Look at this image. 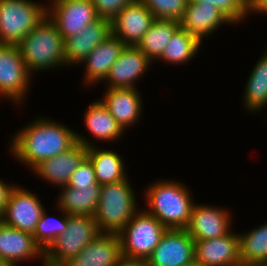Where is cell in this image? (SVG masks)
<instances>
[{
  "label": "cell",
  "mask_w": 267,
  "mask_h": 266,
  "mask_svg": "<svg viewBox=\"0 0 267 266\" xmlns=\"http://www.w3.org/2000/svg\"><path fill=\"white\" fill-rule=\"evenodd\" d=\"M152 65L154 63L137 46L125 45L102 83H106V88H138L139 79Z\"/></svg>",
  "instance_id": "obj_13"
},
{
  "label": "cell",
  "mask_w": 267,
  "mask_h": 266,
  "mask_svg": "<svg viewBox=\"0 0 267 266\" xmlns=\"http://www.w3.org/2000/svg\"><path fill=\"white\" fill-rule=\"evenodd\" d=\"M34 76L28 71L17 45L0 43V101L9 100L16 108L23 106L29 88L33 87Z\"/></svg>",
  "instance_id": "obj_8"
},
{
  "label": "cell",
  "mask_w": 267,
  "mask_h": 266,
  "mask_svg": "<svg viewBox=\"0 0 267 266\" xmlns=\"http://www.w3.org/2000/svg\"><path fill=\"white\" fill-rule=\"evenodd\" d=\"M110 34H112L111 21L99 18L87 25L79 34L64 39L67 67L69 66V69L72 66L77 67Z\"/></svg>",
  "instance_id": "obj_21"
},
{
  "label": "cell",
  "mask_w": 267,
  "mask_h": 266,
  "mask_svg": "<svg viewBox=\"0 0 267 266\" xmlns=\"http://www.w3.org/2000/svg\"><path fill=\"white\" fill-rule=\"evenodd\" d=\"M33 192L18 184L14 186L1 217L5 225L34 234L37 223L46 208L37 193Z\"/></svg>",
  "instance_id": "obj_9"
},
{
  "label": "cell",
  "mask_w": 267,
  "mask_h": 266,
  "mask_svg": "<svg viewBox=\"0 0 267 266\" xmlns=\"http://www.w3.org/2000/svg\"><path fill=\"white\" fill-rule=\"evenodd\" d=\"M179 28L178 21L155 19L136 46L154 63L161 57L164 48Z\"/></svg>",
  "instance_id": "obj_27"
},
{
  "label": "cell",
  "mask_w": 267,
  "mask_h": 266,
  "mask_svg": "<svg viewBox=\"0 0 267 266\" xmlns=\"http://www.w3.org/2000/svg\"><path fill=\"white\" fill-rule=\"evenodd\" d=\"M122 258L118 234L100 233L64 266H116Z\"/></svg>",
  "instance_id": "obj_22"
},
{
  "label": "cell",
  "mask_w": 267,
  "mask_h": 266,
  "mask_svg": "<svg viewBox=\"0 0 267 266\" xmlns=\"http://www.w3.org/2000/svg\"><path fill=\"white\" fill-rule=\"evenodd\" d=\"M87 157L94 167L95 177L100 186L122 181L128 177L123 156L113 149L91 146L88 147Z\"/></svg>",
  "instance_id": "obj_25"
},
{
  "label": "cell",
  "mask_w": 267,
  "mask_h": 266,
  "mask_svg": "<svg viewBox=\"0 0 267 266\" xmlns=\"http://www.w3.org/2000/svg\"><path fill=\"white\" fill-rule=\"evenodd\" d=\"M148 266H188L195 263L194 240L185 229H167L147 258Z\"/></svg>",
  "instance_id": "obj_12"
},
{
  "label": "cell",
  "mask_w": 267,
  "mask_h": 266,
  "mask_svg": "<svg viewBox=\"0 0 267 266\" xmlns=\"http://www.w3.org/2000/svg\"><path fill=\"white\" fill-rule=\"evenodd\" d=\"M173 180V181H172ZM154 180L142 191L146 212L167 229H185L195 203L188 187L175 179Z\"/></svg>",
  "instance_id": "obj_2"
},
{
  "label": "cell",
  "mask_w": 267,
  "mask_h": 266,
  "mask_svg": "<svg viewBox=\"0 0 267 266\" xmlns=\"http://www.w3.org/2000/svg\"><path fill=\"white\" fill-rule=\"evenodd\" d=\"M83 118L84 126L95 140V142H92V139L76 131V141L86 147L97 146L98 140L107 143L116 142L119 141L120 137L123 138L122 136L125 134V131L100 99H95L88 104Z\"/></svg>",
  "instance_id": "obj_14"
},
{
  "label": "cell",
  "mask_w": 267,
  "mask_h": 266,
  "mask_svg": "<svg viewBox=\"0 0 267 266\" xmlns=\"http://www.w3.org/2000/svg\"><path fill=\"white\" fill-rule=\"evenodd\" d=\"M250 14L267 16V0H248V15Z\"/></svg>",
  "instance_id": "obj_36"
},
{
  "label": "cell",
  "mask_w": 267,
  "mask_h": 266,
  "mask_svg": "<svg viewBox=\"0 0 267 266\" xmlns=\"http://www.w3.org/2000/svg\"><path fill=\"white\" fill-rule=\"evenodd\" d=\"M125 44L113 34H110L78 65L84 66L82 84L88 89L95 87L108 76L113 63L118 59ZM87 85V86H86Z\"/></svg>",
  "instance_id": "obj_18"
},
{
  "label": "cell",
  "mask_w": 267,
  "mask_h": 266,
  "mask_svg": "<svg viewBox=\"0 0 267 266\" xmlns=\"http://www.w3.org/2000/svg\"><path fill=\"white\" fill-rule=\"evenodd\" d=\"M42 266H64V265H54L52 263L46 262L45 260L42 261Z\"/></svg>",
  "instance_id": "obj_39"
},
{
  "label": "cell",
  "mask_w": 267,
  "mask_h": 266,
  "mask_svg": "<svg viewBox=\"0 0 267 266\" xmlns=\"http://www.w3.org/2000/svg\"><path fill=\"white\" fill-rule=\"evenodd\" d=\"M17 46L32 75L45 70L67 68L64 38L48 16H45Z\"/></svg>",
  "instance_id": "obj_3"
},
{
  "label": "cell",
  "mask_w": 267,
  "mask_h": 266,
  "mask_svg": "<svg viewBox=\"0 0 267 266\" xmlns=\"http://www.w3.org/2000/svg\"><path fill=\"white\" fill-rule=\"evenodd\" d=\"M24 126V127H23ZM13 133L9 155L32 170L46 159L67 152L76 143V131L51 117L39 116Z\"/></svg>",
  "instance_id": "obj_1"
},
{
  "label": "cell",
  "mask_w": 267,
  "mask_h": 266,
  "mask_svg": "<svg viewBox=\"0 0 267 266\" xmlns=\"http://www.w3.org/2000/svg\"><path fill=\"white\" fill-rule=\"evenodd\" d=\"M188 266H198L196 263H192L191 265Z\"/></svg>",
  "instance_id": "obj_42"
},
{
  "label": "cell",
  "mask_w": 267,
  "mask_h": 266,
  "mask_svg": "<svg viewBox=\"0 0 267 266\" xmlns=\"http://www.w3.org/2000/svg\"><path fill=\"white\" fill-rule=\"evenodd\" d=\"M99 18L112 21L121 10L134 0H91Z\"/></svg>",
  "instance_id": "obj_34"
},
{
  "label": "cell",
  "mask_w": 267,
  "mask_h": 266,
  "mask_svg": "<svg viewBox=\"0 0 267 266\" xmlns=\"http://www.w3.org/2000/svg\"><path fill=\"white\" fill-rule=\"evenodd\" d=\"M87 150L88 147L77 142L67 152L42 161L31 171L46 183L59 188L67 186L72 173L87 156Z\"/></svg>",
  "instance_id": "obj_20"
},
{
  "label": "cell",
  "mask_w": 267,
  "mask_h": 266,
  "mask_svg": "<svg viewBox=\"0 0 267 266\" xmlns=\"http://www.w3.org/2000/svg\"><path fill=\"white\" fill-rule=\"evenodd\" d=\"M14 183H8L7 181L0 178V218L2 217L6 204L9 199L10 192L14 188Z\"/></svg>",
  "instance_id": "obj_35"
},
{
  "label": "cell",
  "mask_w": 267,
  "mask_h": 266,
  "mask_svg": "<svg viewBox=\"0 0 267 266\" xmlns=\"http://www.w3.org/2000/svg\"><path fill=\"white\" fill-rule=\"evenodd\" d=\"M237 266H267V262L240 261Z\"/></svg>",
  "instance_id": "obj_38"
},
{
  "label": "cell",
  "mask_w": 267,
  "mask_h": 266,
  "mask_svg": "<svg viewBox=\"0 0 267 266\" xmlns=\"http://www.w3.org/2000/svg\"><path fill=\"white\" fill-rule=\"evenodd\" d=\"M132 186L129 177L101 185L94 215L100 233L118 234L140 210L136 190Z\"/></svg>",
  "instance_id": "obj_4"
},
{
  "label": "cell",
  "mask_w": 267,
  "mask_h": 266,
  "mask_svg": "<svg viewBox=\"0 0 267 266\" xmlns=\"http://www.w3.org/2000/svg\"><path fill=\"white\" fill-rule=\"evenodd\" d=\"M195 263L198 266H237L240 262L237 232L214 239L194 241Z\"/></svg>",
  "instance_id": "obj_16"
},
{
  "label": "cell",
  "mask_w": 267,
  "mask_h": 266,
  "mask_svg": "<svg viewBox=\"0 0 267 266\" xmlns=\"http://www.w3.org/2000/svg\"><path fill=\"white\" fill-rule=\"evenodd\" d=\"M36 258L42 262L44 251L35 242L34 236L0 221V259L13 266H20L22 262Z\"/></svg>",
  "instance_id": "obj_17"
},
{
  "label": "cell",
  "mask_w": 267,
  "mask_h": 266,
  "mask_svg": "<svg viewBox=\"0 0 267 266\" xmlns=\"http://www.w3.org/2000/svg\"><path fill=\"white\" fill-rule=\"evenodd\" d=\"M154 20V15L142 1L134 0L111 21L112 34L125 45L136 46Z\"/></svg>",
  "instance_id": "obj_15"
},
{
  "label": "cell",
  "mask_w": 267,
  "mask_h": 266,
  "mask_svg": "<svg viewBox=\"0 0 267 266\" xmlns=\"http://www.w3.org/2000/svg\"><path fill=\"white\" fill-rule=\"evenodd\" d=\"M0 266H13L10 263L3 261L2 259H0Z\"/></svg>",
  "instance_id": "obj_40"
},
{
  "label": "cell",
  "mask_w": 267,
  "mask_h": 266,
  "mask_svg": "<svg viewBox=\"0 0 267 266\" xmlns=\"http://www.w3.org/2000/svg\"><path fill=\"white\" fill-rule=\"evenodd\" d=\"M94 184H98L95 177L94 167L90 159L86 156L78 165L77 169L72 173L67 186L80 188L84 186H92Z\"/></svg>",
  "instance_id": "obj_33"
},
{
  "label": "cell",
  "mask_w": 267,
  "mask_h": 266,
  "mask_svg": "<svg viewBox=\"0 0 267 266\" xmlns=\"http://www.w3.org/2000/svg\"><path fill=\"white\" fill-rule=\"evenodd\" d=\"M99 98L121 128L126 131L140 121L143 113V99L138 88H105Z\"/></svg>",
  "instance_id": "obj_19"
},
{
  "label": "cell",
  "mask_w": 267,
  "mask_h": 266,
  "mask_svg": "<svg viewBox=\"0 0 267 266\" xmlns=\"http://www.w3.org/2000/svg\"><path fill=\"white\" fill-rule=\"evenodd\" d=\"M116 266H148L146 260L122 258Z\"/></svg>",
  "instance_id": "obj_37"
},
{
  "label": "cell",
  "mask_w": 267,
  "mask_h": 266,
  "mask_svg": "<svg viewBox=\"0 0 267 266\" xmlns=\"http://www.w3.org/2000/svg\"><path fill=\"white\" fill-rule=\"evenodd\" d=\"M99 234L93 216L69 215L65 232L44 251V260L54 265H64Z\"/></svg>",
  "instance_id": "obj_7"
},
{
  "label": "cell",
  "mask_w": 267,
  "mask_h": 266,
  "mask_svg": "<svg viewBox=\"0 0 267 266\" xmlns=\"http://www.w3.org/2000/svg\"><path fill=\"white\" fill-rule=\"evenodd\" d=\"M56 207L63 210L68 215H86L93 216L96 213L101 186L94 184L92 186H84L73 188L70 186L60 187Z\"/></svg>",
  "instance_id": "obj_24"
},
{
  "label": "cell",
  "mask_w": 267,
  "mask_h": 266,
  "mask_svg": "<svg viewBox=\"0 0 267 266\" xmlns=\"http://www.w3.org/2000/svg\"><path fill=\"white\" fill-rule=\"evenodd\" d=\"M224 24L233 23L214 5L208 3H189L180 21V27L196 37L201 43Z\"/></svg>",
  "instance_id": "obj_23"
},
{
  "label": "cell",
  "mask_w": 267,
  "mask_h": 266,
  "mask_svg": "<svg viewBox=\"0 0 267 266\" xmlns=\"http://www.w3.org/2000/svg\"><path fill=\"white\" fill-rule=\"evenodd\" d=\"M244 92L241 95L243 107L249 114L263 112L267 108V50L260 55L247 77ZM262 110V111H261ZM267 115V112H266Z\"/></svg>",
  "instance_id": "obj_26"
},
{
  "label": "cell",
  "mask_w": 267,
  "mask_h": 266,
  "mask_svg": "<svg viewBox=\"0 0 267 266\" xmlns=\"http://www.w3.org/2000/svg\"><path fill=\"white\" fill-rule=\"evenodd\" d=\"M201 43L196 37L189 34L181 27L174 33L169 43L164 48L161 57L156 62L165 64L184 65L197 57V53L202 48Z\"/></svg>",
  "instance_id": "obj_28"
},
{
  "label": "cell",
  "mask_w": 267,
  "mask_h": 266,
  "mask_svg": "<svg viewBox=\"0 0 267 266\" xmlns=\"http://www.w3.org/2000/svg\"><path fill=\"white\" fill-rule=\"evenodd\" d=\"M45 16L44 2L0 0V43L17 45Z\"/></svg>",
  "instance_id": "obj_5"
},
{
  "label": "cell",
  "mask_w": 267,
  "mask_h": 266,
  "mask_svg": "<svg viewBox=\"0 0 267 266\" xmlns=\"http://www.w3.org/2000/svg\"><path fill=\"white\" fill-rule=\"evenodd\" d=\"M240 261L267 262V222L244 233L238 232Z\"/></svg>",
  "instance_id": "obj_29"
},
{
  "label": "cell",
  "mask_w": 267,
  "mask_h": 266,
  "mask_svg": "<svg viewBox=\"0 0 267 266\" xmlns=\"http://www.w3.org/2000/svg\"><path fill=\"white\" fill-rule=\"evenodd\" d=\"M167 228L155 217L140 209L118 233L122 257L147 260Z\"/></svg>",
  "instance_id": "obj_6"
},
{
  "label": "cell",
  "mask_w": 267,
  "mask_h": 266,
  "mask_svg": "<svg viewBox=\"0 0 267 266\" xmlns=\"http://www.w3.org/2000/svg\"><path fill=\"white\" fill-rule=\"evenodd\" d=\"M47 16L64 39L99 19L91 0L56 1L47 6Z\"/></svg>",
  "instance_id": "obj_11"
},
{
  "label": "cell",
  "mask_w": 267,
  "mask_h": 266,
  "mask_svg": "<svg viewBox=\"0 0 267 266\" xmlns=\"http://www.w3.org/2000/svg\"><path fill=\"white\" fill-rule=\"evenodd\" d=\"M56 1H59V0H46V2L44 3V5L47 7L48 5H51V4H53V3H55ZM47 2H49L48 4H47Z\"/></svg>",
  "instance_id": "obj_41"
},
{
  "label": "cell",
  "mask_w": 267,
  "mask_h": 266,
  "mask_svg": "<svg viewBox=\"0 0 267 266\" xmlns=\"http://www.w3.org/2000/svg\"><path fill=\"white\" fill-rule=\"evenodd\" d=\"M189 3H208L214 5L225 15L233 26L244 23L248 15V0H188Z\"/></svg>",
  "instance_id": "obj_32"
},
{
  "label": "cell",
  "mask_w": 267,
  "mask_h": 266,
  "mask_svg": "<svg viewBox=\"0 0 267 266\" xmlns=\"http://www.w3.org/2000/svg\"><path fill=\"white\" fill-rule=\"evenodd\" d=\"M155 19L180 22L187 9L188 0H141Z\"/></svg>",
  "instance_id": "obj_31"
},
{
  "label": "cell",
  "mask_w": 267,
  "mask_h": 266,
  "mask_svg": "<svg viewBox=\"0 0 267 266\" xmlns=\"http://www.w3.org/2000/svg\"><path fill=\"white\" fill-rule=\"evenodd\" d=\"M57 211L61 212L59 213V215H61L59 218H55V216L52 217V215L49 216L45 209L34 231L33 236L35 242L43 251H45L59 235L65 232L67 228L69 215L61 209L57 208Z\"/></svg>",
  "instance_id": "obj_30"
},
{
  "label": "cell",
  "mask_w": 267,
  "mask_h": 266,
  "mask_svg": "<svg viewBox=\"0 0 267 266\" xmlns=\"http://www.w3.org/2000/svg\"><path fill=\"white\" fill-rule=\"evenodd\" d=\"M204 202L194 203L190 220L185 228L194 241L214 239L228 234L232 230V211Z\"/></svg>",
  "instance_id": "obj_10"
}]
</instances>
